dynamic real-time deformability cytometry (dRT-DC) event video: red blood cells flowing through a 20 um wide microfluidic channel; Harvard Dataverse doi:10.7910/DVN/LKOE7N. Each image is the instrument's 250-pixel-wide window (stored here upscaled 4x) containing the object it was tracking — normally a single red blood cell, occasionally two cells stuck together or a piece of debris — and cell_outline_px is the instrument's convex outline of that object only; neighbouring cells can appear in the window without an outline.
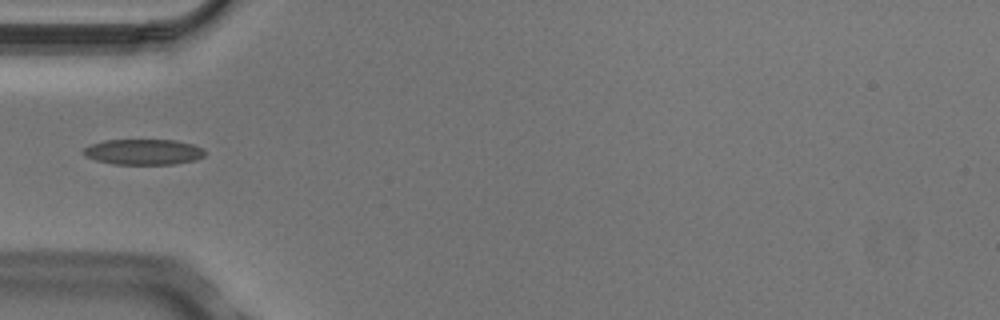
{"species": "Egyptian fruit bat (a non-hibernating species)", "species_latin": "Rousettus aegyptiacus", "temperature_condition": "cold", "stored_images_in_passage": 4, "camera_frame_rate_fps": 3000, "um_per_image_px": 0.085, "animal": {"sex": "male"}, "frame": {"image": 1, "passage_image": 4, "time_ms": 1.0, "image_size_px": [1000, 320], "cell_outline_px": [[204, 156], [196, 160], [176, 164], [112, 164], [96, 160], [84, 156], [80, 152], [84, 148], [92, 144], [104, 140], [176, 140], [192, 144], [204, 148]], "centroid_in_image_um": [12.18, 12.91], "position_along_channel_um": 72.8, "area_um2": 18.26}}